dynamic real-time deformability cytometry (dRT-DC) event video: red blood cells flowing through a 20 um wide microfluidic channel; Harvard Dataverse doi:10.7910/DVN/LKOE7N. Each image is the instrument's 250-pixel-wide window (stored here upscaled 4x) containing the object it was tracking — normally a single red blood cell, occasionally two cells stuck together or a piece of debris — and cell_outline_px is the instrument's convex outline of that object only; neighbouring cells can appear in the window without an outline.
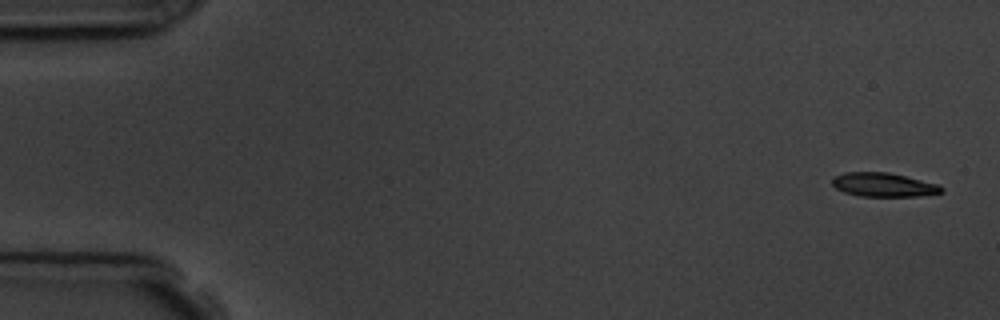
{"species": "common noctule bat (a hibernating species)", "species_latin": "Nyctalus noctula", "temperature_condition": "room temperature", "stored_images_in_passage": 4, "camera_frame_rate_fps": 3000, "um_per_image_px": 0.085, "animal": {"sex": "male", "body_mass_g": 19.5, "forearm_length_mm": 54.6}, "frame": {"image": 1, "passage_image": 1, "time_ms": 0.0, "image_size_px": [1000, 320], "cell_outline_px": [[944, 192], [920, 196], [860, 196], [844, 192], [836, 188], [832, 184], [832, 176], [844, 172], [888, 172], [940, 184], [944, 188]], "centroid_in_image_um": [75.11, 15.7], "position_along_channel_um": 9.9, "area_um2": 15.37}}
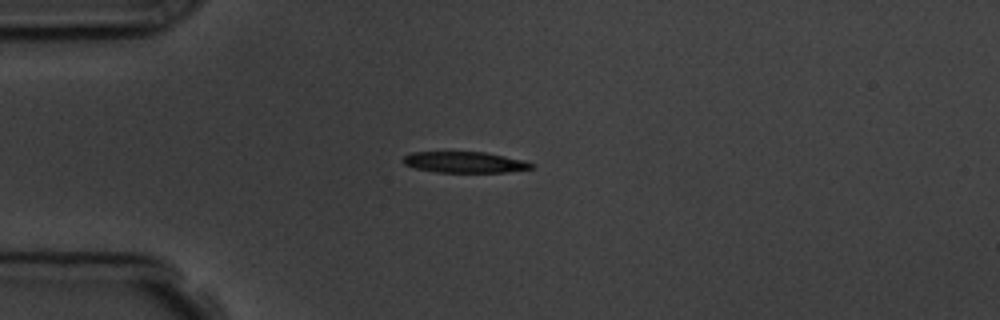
{"frame": {"image": 2, "passage_image": 4, "time_ms": 4.0, "image_size_px": [1000, 320], "cell_outline_px": [[532, 168], [504, 172], [436, 172], [416, 168], [404, 164], [400, 160], [404, 156], [412, 152], [484, 152], [524, 160], [532, 164]], "centroid_in_image_um": [39.43, 13.78], "position_along_channel_um": 45.6, "area_um2": 15.55}}